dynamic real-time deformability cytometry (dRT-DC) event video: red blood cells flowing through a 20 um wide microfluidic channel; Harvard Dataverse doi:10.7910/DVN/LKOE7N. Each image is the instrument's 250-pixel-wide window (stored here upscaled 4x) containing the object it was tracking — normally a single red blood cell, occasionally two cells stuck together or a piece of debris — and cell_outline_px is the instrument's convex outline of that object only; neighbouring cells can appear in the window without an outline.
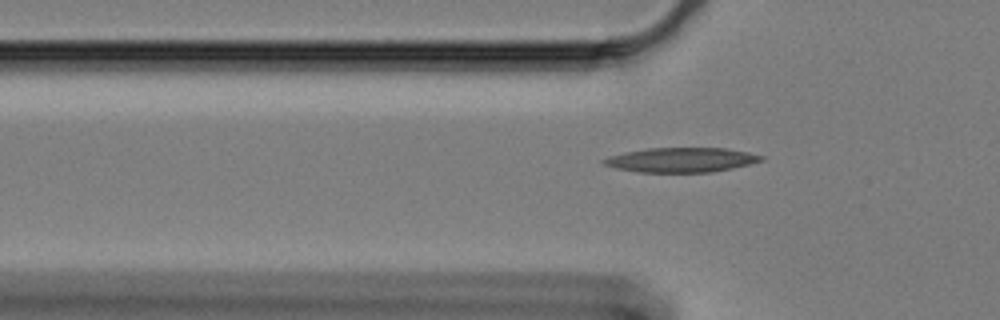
{"species": "Egyptian fruit bat (a non-hibernating species)", "species_latin": "Rousettus aegyptiacus", "temperature_condition": "cold", "stored_images_in_passage": 30, "camera_frame_rate_fps": 3000, "um_per_image_px": 0.085, "animal": {"sex": "female"}, "frame": {"image": 1, "passage_image": 3, "time_ms": 0.667, "image_size_px": [1000, 320], "cell_outline_px": [[764, 160], [732, 168], [712, 172], [640, 172], [616, 168], [604, 164], [600, 160], [608, 156], [624, 152], [648, 148], [728, 148], [748, 152], [764, 156]], "centroid_in_image_um": [57.9, 13.58], "position_along_channel_um": 67.9, "area_um2": 22.54}}
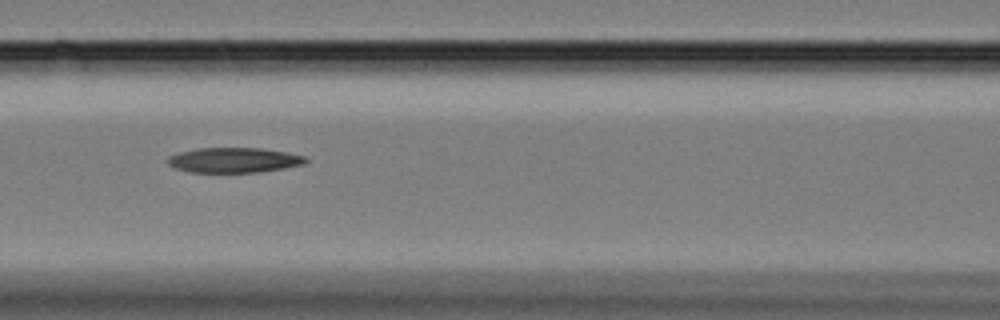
{"frame": {"image": 2, "passage_image": 10, "time_ms": 3.0, "image_size_px": [1000, 320], "cell_outline_px": [[308, 160], [304, 164], [260, 172], [188, 172], [176, 168], [168, 164], [168, 156], [180, 152], [196, 148], [260, 148], [284, 152], [304, 156]], "centroid_in_image_um": [19.85, 13.61], "position_along_channel_um": 146.7, "area_um2": 19.94}}
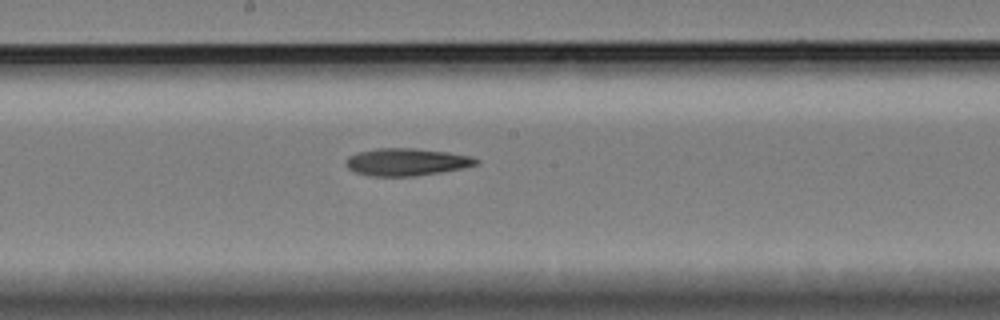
{"frame": {"image": 3, "passage_image": 16, "time_ms": 5.0, "image_size_px": [1000, 320], "cell_outline_px": [[480, 164], [464, 168], [416, 176], [368, 176], [356, 172], [348, 168], [348, 156], [360, 152], [376, 148], [412, 148], [448, 152], [472, 156], [480, 160]], "centroid_in_image_um": [34.63, 13.77], "position_along_channel_um": 213.6, "area_um2": 20.75}}